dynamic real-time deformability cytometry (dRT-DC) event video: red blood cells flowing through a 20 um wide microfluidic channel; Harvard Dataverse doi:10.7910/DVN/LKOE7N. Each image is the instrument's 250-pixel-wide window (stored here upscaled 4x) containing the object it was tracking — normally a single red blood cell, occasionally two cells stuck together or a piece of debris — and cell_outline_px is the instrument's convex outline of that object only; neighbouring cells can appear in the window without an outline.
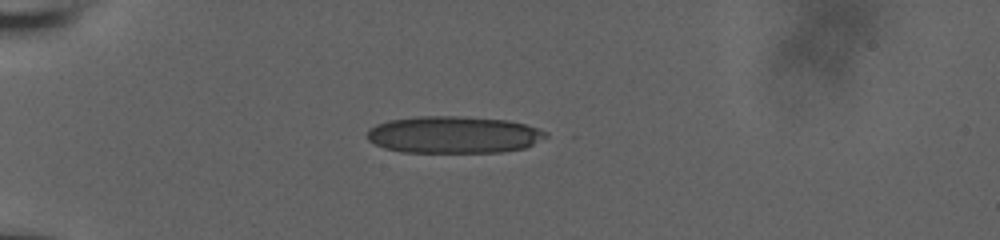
{"species": "human", "species_latin": "Homo sapiens", "temperature_condition": "room temperature", "stored_images_in_passage": 29, "camera_frame_rate_fps": 3000, "um_per_image_px": 0.085, "donor": {"sex": "male"}, "frame": {"image": 1, "passage_image": 1, "time_ms": 0.0, "image_size_px": [1000, 240], "cell_outline_px": [[548, 136], [524, 148], [500, 152], [404, 152], [384, 148], [368, 140], [368, 132], [376, 124], [388, 120], [420, 116], [460, 116], [508, 120], [540, 128], [548, 132]], "centroid_in_image_um": [38.59, 11.44], "position_along_channel_um": 46.4, "area_um2": 38.49}}
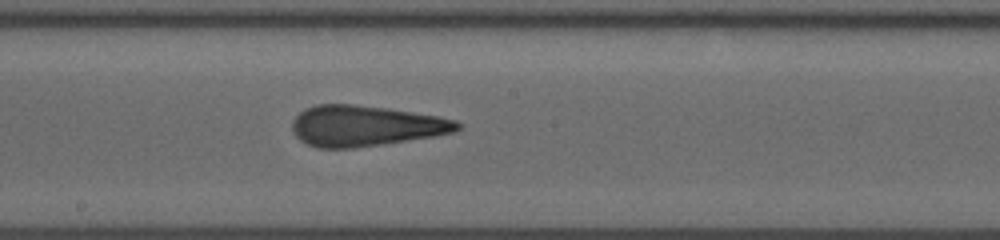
{"frame": {"image": 2, "passage_image": 16, "time_ms": 5.0, "image_size_px": [1000, 240], "cell_outline_px": [[464, 124], [456, 132], [432, 136], [380, 144], [352, 148], [316, 148], [300, 140], [296, 136], [292, 128], [292, 120], [304, 108], [316, 104], [352, 104], [388, 108], [436, 116], [456, 120]], "centroid_in_image_um": [31.04, 10.69], "position_along_channel_um": 217.2, "area_um2": 39.07}}
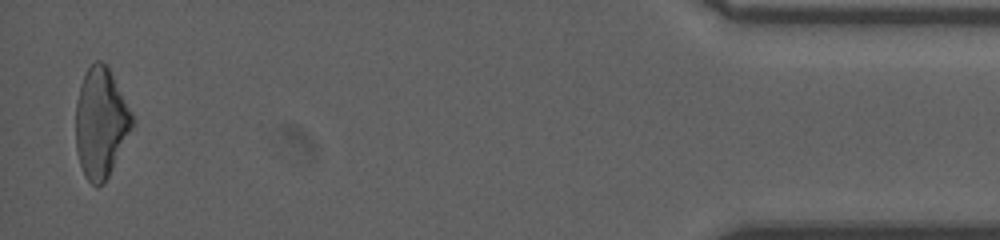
{"frame": {"image": 3, "passage_image": 29, "time_ms": 9.333, "image_size_px": [1000, 240], "cell_outline_px": [[136, 124], [104, 184], [96, 188], [84, 176], [76, 152], [76, 104], [80, 84], [84, 72], [96, 60], [100, 60], [108, 68], [132, 112], [136, 120]], "centroid_in_image_um": [8.58, 10.48], "position_along_channel_um": 426.6, "area_um2": 36.53}, "authors_computed_cell_mechanics": {"area_um2": 39.015, "velocity_mm_per_s": 3.8986, "shape_relaxation_time_tau1_ms": null, "shape_relaxation_time_tau2_ms": 1.3525, "deformation_change_tau1": null, "deformation_change_tau2": 0.122}}